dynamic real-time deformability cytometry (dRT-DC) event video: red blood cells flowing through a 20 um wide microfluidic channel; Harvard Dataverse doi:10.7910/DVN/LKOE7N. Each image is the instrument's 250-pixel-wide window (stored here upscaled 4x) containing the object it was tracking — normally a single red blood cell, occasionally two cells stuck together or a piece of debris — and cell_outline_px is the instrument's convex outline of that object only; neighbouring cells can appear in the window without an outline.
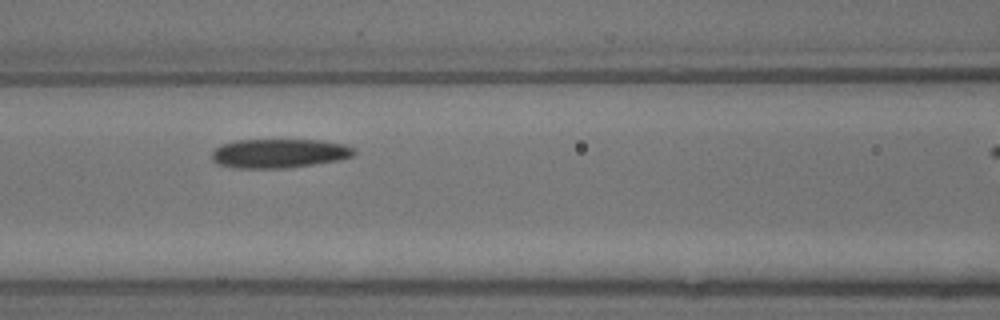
{"species": "common noctule bat (a hibernating species)", "species_latin": "Nyctalus noctula", "temperature_condition": "warm", "stored_images_in_passage": 5, "segment_of_instrument_passage": [1, 2], "camera_frame_rate_fps": 3000, "um_per_image_px": 0.085, "animal": {"sex": "male", "body_mass_g": 13.3}, "frame": {"image": 1, "passage_image": 3, "time_ms": 0.667, "image_size_px": [1000, 320], "cell_outline_px": [[356, 152], [352, 156], [340, 160], [288, 168], [236, 168], [216, 164], [212, 160], [212, 152], [220, 144], [236, 140], [320, 140], [344, 144], [352, 148]], "centroid_in_image_um": [23.7, 13.04], "position_along_channel_um": 142.9, "area_um2": 24.22}}
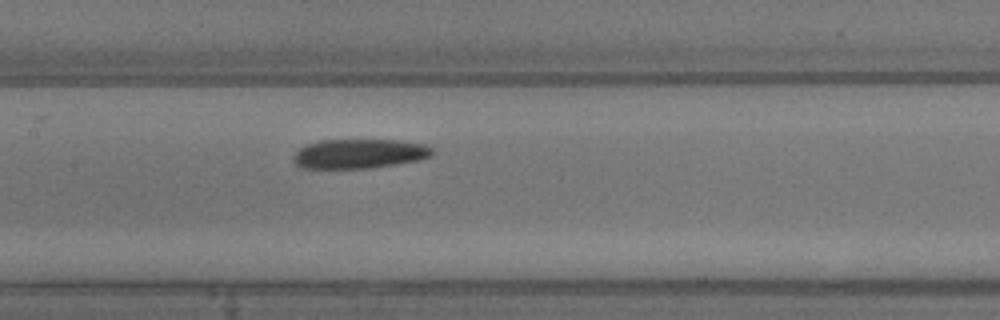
{"frame": {"image": 2, "passage_image": 4, "time_ms": 1.0, "image_size_px": [1000, 320], "cell_outline_px": [[432, 156], [416, 160], [396, 164], [372, 168], [300, 168], [292, 160], [292, 156], [300, 148], [308, 144], [320, 140], [396, 140], [424, 144], [432, 148]], "centroid_in_image_um": [30.5, 13.07], "position_along_channel_um": 176.9, "area_um2": 23.76}}